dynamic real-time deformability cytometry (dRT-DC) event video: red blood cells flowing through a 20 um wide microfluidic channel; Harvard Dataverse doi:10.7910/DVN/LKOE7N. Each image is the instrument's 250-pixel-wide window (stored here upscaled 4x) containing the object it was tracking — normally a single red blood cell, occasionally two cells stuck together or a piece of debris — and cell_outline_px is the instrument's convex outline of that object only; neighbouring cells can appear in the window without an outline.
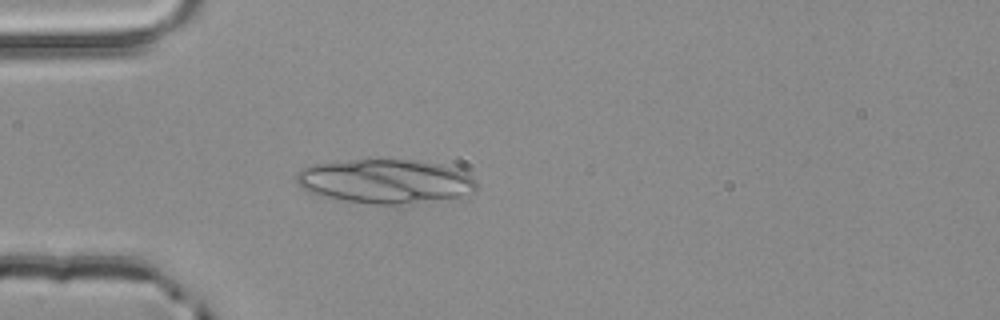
{"species": "common noctule bat (a hibernating species)", "species_latin": "Nyctalus noctula", "temperature_condition": "room temperature", "stored_images_in_passage": 1, "camera_frame_rate_fps": 3000, "um_per_image_px": 0.085, "animal": {"sex": "male", "body_mass_g": 20.4}, "frame": {"image": 1, "passage_image": 1, "time_ms": 0.0, "image_size_px": [1000, 320], "cell_outline_px": [[476, 192], [460, 196], [404, 208], [372, 204], [348, 200], [308, 192], [296, 184], [296, 172], [304, 168], [316, 164], [356, 160], [416, 160], [440, 164], [464, 172], [472, 176], [476, 184]], "centroid_in_image_um": [32.83, 15.45], "position_along_channel_um": 52.2, "area_um2": 46.88}}